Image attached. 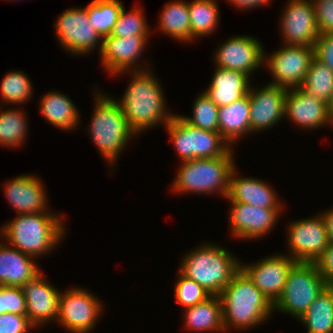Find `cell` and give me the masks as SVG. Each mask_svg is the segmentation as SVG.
I'll return each mask as SVG.
<instances>
[{"mask_svg": "<svg viewBox=\"0 0 333 333\" xmlns=\"http://www.w3.org/2000/svg\"><path fill=\"white\" fill-rule=\"evenodd\" d=\"M298 320L307 333H333V286L327 285Z\"/></svg>", "mask_w": 333, "mask_h": 333, "instance_id": "cell-28", "label": "cell"}, {"mask_svg": "<svg viewBox=\"0 0 333 333\" xmlns=\"http://www.w3.org/2000/svg\"><path fill=\"white\" fill-rule=\"evenodd\" d=\"M34 257L0 241V285L21 287L41 271Z\"/></svg>", "mask_w": 333, "mask_h": 333, "instance_id": "cell-24", "label": "cell"}, {"mask_svg": "<svg viewBox=\"0 0 333 333\" xmlns=\"http://www.w3.org/2000/svg\"><path fill=\"white\" fill-rule=\"evenodd\" d=\"M228 1L237 8L248 10L250 8H255L269 4L271 0H228Z\"/></svg>", "mask_w": 333, "mask_h": 333, "instance_id": "cell-43", "label": "cell"}, {"mask_svg": "<svg viewBox=\"0 0 333 333\" xmlns=\"http://www.w3.org/2000/svg\"><path fill=\"white\" fill-rule=\"evenodd\" d=\"M218 106L204 93H200L193 104V116L180 117L191 126L219 132Z\"/></svg>", "mask_w": 333, "mask_h": 333, "instance_id": "cell-34", "label": "cell"}, {"mask_svg": "<svg viewBox=\"0 0 333 333\" xmlns=\"http://www.w3.org/2000/svg\"><path fill=\"white\" fill-rule=\"evenodd\" d=\"M103 305L83 288L60 292L57 321L72 333H89L95 327Z\"/></svg>", "mask_w": 333, "mask_h": 333, "instance_id": "cell-10", "label": "cell"}, {"mask_svg": "<svg viewBox=\"0 0 333 333\" xmlns=\"http://www.w3.org/2000/svg\"><path fill=\"white\" fill-rule=\"evenodd\" d=\"M314 263L325 282L328 285H333V243H329L328 247Z\"/></svg>", "mask_w": 333, "mask_h": 333, "instance_id": "cell-42", "label": "cell"}, {"mask_svg": "<svg viewBox=\"0 0 333 333\" xmlns=\"http://www.w3.org/2000/svg\"><path fill=\"white\" fill-rule=\"evenodd\" d=\"M233 152L230 149L224 156L181 162L172 189L182 194L220 192L226 198L231 172L235 168Z\"/></svg>", "mask_w": 333, "mask_h": 333, "instance_id": "cell-6", "label": "cell"}, {"mask_svg": "<svg viewBox=\"0 0 333 333\" xmlns=\"http://www.w3.org/2000/svg\"><path fill=\"white\" fill-rule=\"evenodd\" d=\"M216 0H194L189 2L190 42L214 32L219 20Z\"/></svg>", "mask_w": 333, "mask_h": 333, "instance_id": "cell-30", "label": "cell"}, {"mask_svg": "<svg viewBox=\"0 0 333 333\" xmlns=\"http://www.w3.org/2000/svg\"><path fill=\"white\" fill-rule=\"evenodd\" d=\"M150 69L134 70L121 101L118 100L130 127L138 135L153 126L166 125L174 116L166 109L159 79ZM164 123V124H162Z\"/></svg>", "mask_w": 333, "mask_h": 333, "instance_id": "cell-1", "label": "cell"}, {"mask_svg": "<svg viewBox=\"0 0 333 333\" xmlns=\"http://www.w3.org/2000/svg\"><path fill=\"white\" fill-rule=\"evenodd\" d=\"M288 233L289 256L296 262L314 263L329 245L321 214L291 222Z\"/></svg>", "mask_w": 333, "mask_h": 333, "instance_id": "cell-12", "label": "cell"}, {"mask_svg": "<svg viewBox=\"0 0 333 333\" xmlns=\"http://www.w3.org/2000/svg\"><path fill=\"white\" fill-rule=\"evenodd\" d=\"M225 331L233 326L248 329L264 322L274 305L240 269L220 293Z\"/></svg>", "mask_w": 333, "mask_h": 333, "instance_id": "cell-3", "label": "cell"}, {"mask_svg": "<svg viewBox=\"0 0 333 333\" xmlns=\"http://www.w3.org/2000/svg\"><path fill=\"white\" fill-rule=\"evenodd\" d=\"M184 312V327L190 331L225 330L220 296H211L202 303L186 308Z\"/></svg>", "mask_w": 333, "mask_h": 333, "instance_id": "cell-27", "label": "cell"}, {"mask_svg": "<svg viewBox=\"0 0 333 333\" xmlns=\"http://www.w3.org/2000/svg\"><path fill=\"white\" fill-rule=\"evenodd\" d=\"M229 223L231 233L238 239H257L268 232L278 222L282 209H265L241 202H231Z\"/></svg>", "mask_w": 333, "mask_h": 333, "instance_id": "cell-17", "label": "cell"}, {"mask_svg": "<svg viewBox=\"0 0 333 333\" xmlns=\"http://www.w3.org/2000/svg\"><path fill=\"white\" fill-rule=\"evenodd\" d=\"M25 294L27 317L34 327L58 317L60 291L48 283L42 272L21 286Z\"/></svg>", "mask_w": 333, "mask_h": 333, "instance_id": "cell-19", "label": "cell"}, {"mask_svg": "<svg viewBox=\"0 0 333 333\" xmlns=\"http://www.w3.org/2000/svg\"><path fill=\"white\" fill-rule=\"evenodd\" d=\"M63 223L61 216L49 211L17 214L0 233L7 244L36 259L56 248L66 232Z\"/></svg>", "mask_w": 333, "mask_h": 333, "instance_id": "cell-2", "label": "cell"}, {"mask_svg": "<svg viewBox=\"0 0 333 333\" xmlns=\"http://www.w3.org/2000/svg\"><path fill=\"white\" fill-rule=\"evenodd\" d=\"M301 88L330 106L333 101V71L314 58Z\"/></svg>", "mask_w": 333, "mask_h": 333, "instance_id": "cell-31", "label": "cell"}, {"mask_svg": "<svg viewBox=\"0 0 333 333\" xmlns=\"http://www.w3.org/2000/svg\"><path fill=\"white\" fill-rule=\"evenodd\" d=\"M327 231L329 243H333V208L321 214Z\"/></svg>", "mask_w": 333, "mask_h": 333, "instance_id": "cell-44", "label": "cell"}, {"mask_svg": "<svg viewBox=\"0 0 333 333\" xmlns=\"http://www.w3.org/2000/svg\"><path fill=\"white\" fill-rule=\"evenodd\" d=\"M174 295L177 303L182 305L184 309L202 303L212 296L201 285L180 272L175 284Z\"/></svg>", "mask_w": 333, "mask_h": 333, "instance_id": "cell-37", "label": "cell"}, {"mask_svg": "<svg viewBox=\"0 0 333 333\" xmlns=\"http://www.w3.org/2000/svg\"><path fill=\"white\" fill-rule=\"evenodd\" d=\"M40 112L54 127L71 130L79 124V112L67 95L48 92L40 101Z\"/></svg>", "mask_w": 333, "mask_h": 333, "instance_id": "cell-26", "label": "cell"}, {"mask_svg": "<svg viewBox=\"0 0 333 333\" xmlns=\"http://www.w3.org/2000/svg\"><path fill=\"white\" fill-rule=\"evenodd\" d=\"M148 36L117 37L109 35L103 38L102 48L99 53L104 69L115 76V74L131 72L134 70H144V68H134L136 61L145 50ZM138 68V69H137Z\"/></svg>", "mask_w": 333, "mask_h": 333, "instance_id": "cell-18", "label": "cell"}, {"mask_svg": "<svg viewBox=\"0 0 333 333\" xmlns=\"http://www.w3.org/2000/svg\"><path fill=\"white\" fill-rule=\"evenodd\" d=\"M123 6L119 0H93L86 6L90 26L102 39L111 34Z\"/></svg>", "mask_w": 333, "mask_h": 333, "instance_id": "cell-32", "label": "cell"}, {"mask_svg": "<svg viewBox=\"0 0 333 333\" xmlns=\"http://www.w3.org/2000/svg\"><path fill=\"white\" fill-rule=\"evenodd\" d=\"M314 50L315 58L333 71V33L320 34Z\"/></svg>", "mask_w": 333, "mask_h": 333, "instance_id": "cell-41", "label": "cell"}, {"mask_svg": "<svg viewBox=\"0 0 333 333\" xmlns=\"http://www.w3.org/2000/svg\"><path fill=\"white\" fill-rule=\"evenodd\" d=\"M320 34L333 33V0H311Z\"/></svg>", "mask_w": 333, "mask_h": 333, "instance_id": "cell-39", "label": "cell"}, {"mask_svg": "<svg viewBox=\"0 0 333 333\" xmlns=\"http://www.w3.org/2000/svg\"><path fill=\"white\" fill-rule=\"evenodd\" d=\"M329 109H330V121H331V124L333 125V101L331 102Z\"/></svg>", "mask_w": 333, "mask_h": 333, "instance_id": "cell-45", "label": "cell"}, {"mask_svg": "<svg viewBox=\"0 0 333 333\" xmlns=\"http://www.w3.org/2000/svg\"><path fill=\"white\" fill-rule=\"evenodd\" d=\"M263 46L252 36H234L229 38L216 51V67L237 70L249 77L264 63Z\"/></svg>", "mask_w": 333, "mask_h": 333, "instance_id": "cell-15", "label": "cell"}, {"mask_svg": "<svg viewBox=\"0 0 333 333\" xmlns=\"http://www.w3.org/2000/svg\"><path fill=\"white\" fill-rule=\"evenodd\" d=\"M96 93L89 134L101 156L112 166L120 152L126 148L127 142L137 134L130 127L117 100L100 91Z\"/></svg>", "mask_w": 333, "mask_h": 333, "instance_id": "cell-5", "label": "cell"}, {"mask_svg": "<svg viewBox=\"0 0 333 333\" xmlns=\"http://www.w3.org/2000/svg\"><path fill=\"white\" fill-rule=\"evenodd\" d=\"M237 168L231 172L226 199L265 209H283L276 192L265 181L252 177H237Z\"/></svg>", "mask_w": 333, "mask_h": 333, "instance_id": "cell-22", "label": "cell"}, {"mask_svg": "<svg viewBox=\"0 0 333 333\" xmlns=\"http://www.w3.org/2000/svg\"><path fill=\"white\" fill-rule=\"evenodd\" d=\"M34 326L28 317L20 314H0V333H27Z\"/></svg>", "mask_w": 333, "mask_h": 333, "instance_id": "cell-40", "label": "cell"}, {"mask_svg": "<svg viewBox=\"0 0 333 333\" xmlns=\"http://www.w3.org/2000/svg\"><path fill=\"white\" fill-rule=\"evenodd\" d=\"M218 124L220 135L230 147L238 138L251 134L249 93L230 105L219 107Z\"/></svg>", "mask_w": 333, "mask_h": 333, "instance_id": "cell-25", "label": "cell"}, {"mask_svg": "<svg viewBox=\"0 0 333 333\" xmlns=\"http://www.w3.org/2000/svg\"><path fill=\"white\" fill-rule=\"evenodd\" d=\"M296 261L289 255H272L241 269L274 305L282 295L288 273Z\"/></svg>", "mask_w": 333, "mask_h": 333, "instance_id": "cell-14", "label": "cell"}, {"mask_svg": "<svg viewBox=\"0 0 333 333\" xmlns=\"http://www.w3.org/2000/svg\"><path fill=\"white\" fill-rule=\"evenodd\" d=\"M214 72L210 86L204 93L218 107L230 105L248 94L251 78L247 74L219 67Z\"/></svg>", "mask_w": 333, "mask_h": 333, "instance_id": "cell-23", "label": "cell"}, {"mask_svg": "<svg viewBox=\"0 0 333 333\" xmlns=\"http://www.w3.org/2000/svg\"><path fill=\"white\" fill-rule=\"evenodd\" d=\"M281 34L287 45L315 46L320 33L311 0L288 2L281 15Z\"/></svg>", "mask_w": 333, "mask_h": 333, "instance_id": "cell-13", "label": "cell"}, {"mask_svg": "<svg viewBox=\"0 0 333 333\" xmlns=\"http://www.w3.org/2000/svg\"><path fill=\"white\" fill-rule=\"evenodd\" d=\"M165 126L182 162L224 156L231 149L219 132L191 126L179 114Z\"/></svg>", "mask_w": 333, "mask_h": 333, "instance_id": "cell-8", "label": "cell"}, {"mask_svg": "<svg viewBox=\"0 0 333 333\" xmlns=\"http://www.w3.org/2000/svg\"><path fill=\"white\" fill-rule=\"evenodd\" d=\"M35 175L23 174L4 186L5 196L17 214L49 211L45 187Z\"/></svg>", "mask_w": 333, "mask_h": 333, "instance_id": "cell-21", "label": "cell"}, {"mask_svg": "<svg viewBox=\"0 0 333 333\" xmlns=\"http://www.w3.org/2000/svg\"><path fill=\"white\" fill-rule=\"evenodd\" d=\"M240 269L241 263L233 254L219 245L206 243L183 257L179 271L212 296H219Z\"/></svg>", "mask_w": 333, "mask_h": 333, "instance_id": "cell-4", "label": "cell"}, {"mask_svg": "<svg viewBox=\"0 0 333 333\" xmlns=\"http://www.w3.org/2000/svg\"><path fill=\"white\" fill-rule=\"evenodd\" d=\"M158 28L174 39L190 43L189 2L172 1L160 13Z\"/></svg>", "mask_w": 333, "mask_h": 333, "instance_id": "cell-29", "label": "cell"}, {"mask_svg": "<svg viewBox=\"0 0 333 333\" xmlns=\"http://www.w3.org/2000/svg\"><path fill=\"white\" fill-rule=\"evenodd\" d=\"M55 33L60 45L66 52L72 55H87L100 45L102 38L95 29L90 26L87 8H69L55 21Z\"/></svg>", "mask_w": 333, "mask_h": 333, "instance_id": "cell-11", "label": "cell"}, {"mask_svg": "<svg viewBox=\"0 0 333 333\" xmlns=\"http://www.w3.org/2000/svg\"><path fill=\"white\" fill-rule=\"evenodd\" d=\"M266 56L264 53V63L274 78L270 84L292 89L302 86L315 58V50L312 46L285 44L273 51L270 57Z\"/></svg>", "mask_w": 333, "mask_h": 333, "instance_id": "cell-9", "label": "cell"}, {"mask_svg": "<svg viewBox=\"0 0 333 333\" xmlns=\"http://www.w3.org/2000/svg\"><path fill=\"white\" fill-rule=\"evenodd\" d=\"M27 316L25 294L19 286L0 285V314Z\"/></svg>", "mask_w": 333, "mask_h": 333, "instance_id": "cell-38", "label": "cell"}, {"mask_svg": "<svg viewBox=\"0 0 333 333\" xmlns=\"http://www.w3.org/2000/svg\"><path fill=\"white\" fill-rule=\"evenodd\" d=\"M284 117L300 127L318 128L331 124L329 105L304 91L301 87L288 89Z\"/></svg>", "mask_w": 333, "mask_h": 333, "instance_id": "cell-20", "label": "cell"}, {"mask_svg": "<svg viewBox=\"0 0 333 333\" xmlns=\"http://www.w3.org/2000/svg\"><path fill=\"white\" fill-rule=\"evenodd\" d=\"M25 112L20 109L9 108L6 111L0 110V145L7 148L21 147L27 136V120Z\"/></svg>", "mask_w": 333, "mask_h": 333, "instance_id": "cell-33", "label": "cell"}, {"mask_svg": "<svg viewBox=\"0 0 333 333\" xmlns=\"http://www.w3.org/2000/svg\"><path fill=\"white\" fill-rule=\"evenodd\" d=\"M139 7V8H138ZM134 7V9L128 13L123 6L119 13L117 23L114 25L110 35L117 37H129V36H149V25L147 24L146 17L143 15L144 11L141 7Z\"/></svg>", "mask_w": 333, "mask_h": 333, "instance_id": "cell-36", "label": "cell"}, {"mask_svg": "<svg viewBox=\"0 0 333 333\" xmlns=\"http://www.w3.org/2000/svg\"><path fill=\"white\" fill-rule=\"evenodd\" d=\"M327 285L315 263L296 262L288 273L274 310L299 319Z\"/></svg>", "mask_w": 333, "mask_h": 333, "instance_id": "cell-7", "label": "cell"}, {"mask_svg": "<svg viewBox=\"0 0 333 333\" xmlns=\"http://www.w3.org/2000/svg\"><path fill=\"white\" fill-rule=\"evenodd\" d=\"M28 76L20 71L7 72L1 81L0 95L7 104L24 103L31 98L33 86Z\"/></svg>", "mask_w": 333, "mask_h": 333, "instance_id": "cell-35", "label": "cell"}, {"mask_svg": "<svg viewBox=\"0 0 333 333\" xmlns=\"http://www.w3.org/2000/svg\"><path fill=\"white\" fill-rule=\"evenodd\" d=\"M287 90L284 87L270 83L258 91L250 86L248 93L251 133L272 128L284 118Z\"/></svg>", "mask_w": 333, "mask_h": 333, "instance_id": "cell-16", "label": "cell"}]
</instances>
